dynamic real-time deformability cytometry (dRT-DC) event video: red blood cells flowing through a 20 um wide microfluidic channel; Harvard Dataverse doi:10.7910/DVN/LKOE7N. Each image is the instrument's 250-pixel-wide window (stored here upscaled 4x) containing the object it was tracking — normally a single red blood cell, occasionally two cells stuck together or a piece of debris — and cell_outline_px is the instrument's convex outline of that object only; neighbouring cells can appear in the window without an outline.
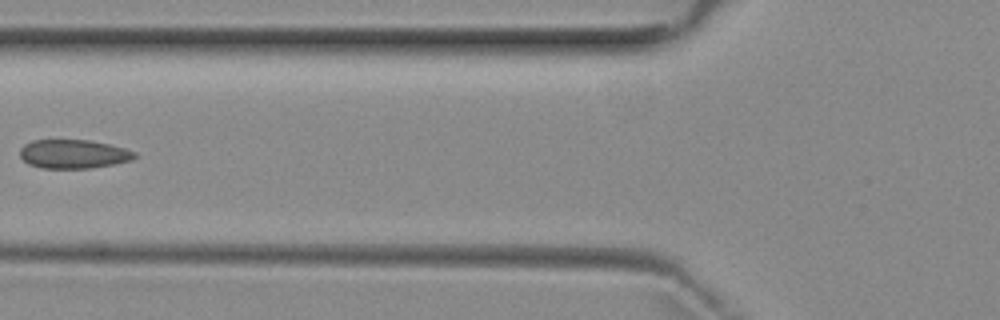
{"species": "common noctule bat (a hibernating species)", "species_latin": "Nyctalus noctula", "temperature_condition": "room temperature", "stored_images_in_passage": 5, "camera_frame_rate_fps": 3000, "um_per_image_px": 0.085, "animal": {"sex": "female", "body_mass_g": 29.2, "forearm_length_mm": 56.3}, "frame": {"image": 1, "passage_image": 4, "time_ms": 3.667, "image_size_px": [1000, 320], "cell_outline_px": [[136, 156], [132, 160], [112, 164], [88, 168], [40, 168], [28, 164], [20, 156], [20, 148], [24, 144], [32, 140], [88, 140], [108, 144], [124, 148], [136, 152]], "centroid_in_image_um": [6.21, 13.09], "position_along_channel_um": 119.6, "area_um2": 19.19}}
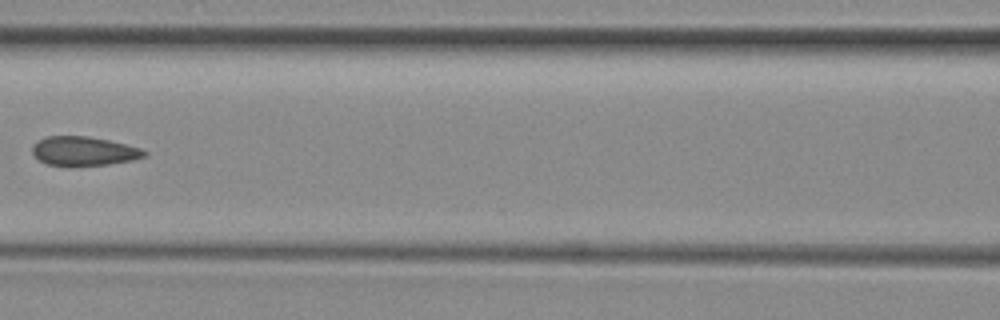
{"frame": {"image": 2, "passage_image": 5, "time_ms": 4.667, "image_size_px": [1000, 320], "cell_outline_px": [[148, 156], [132, 160], [108, 164], [48, 164], [40, 160], [32, 152], [32, 148], [40, 140], [48, 136], [88, 136], [108, 140], [140, 148], [148, 152]], "centroid_in_image_um": [7.18, 12.82], "position_along_channel_um": 159.4, "area_um2": 18.32}}